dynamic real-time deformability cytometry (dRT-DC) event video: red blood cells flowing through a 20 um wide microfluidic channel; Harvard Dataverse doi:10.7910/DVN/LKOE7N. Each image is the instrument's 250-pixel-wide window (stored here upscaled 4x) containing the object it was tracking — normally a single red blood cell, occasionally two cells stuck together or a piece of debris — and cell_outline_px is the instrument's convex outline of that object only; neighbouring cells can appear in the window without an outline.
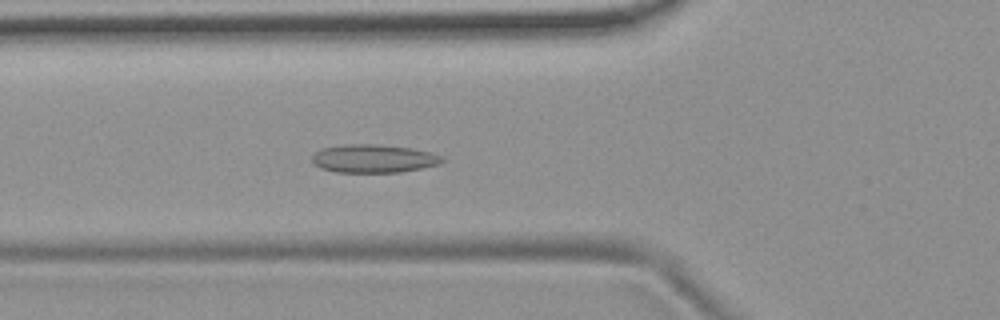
{"species": "common noctule bat (a hibernating species)", "species_latin": "Nyctalus noctula", "temperature_condition": "room temperature", "stored_images_in_passage": 55, "camera_frame_rate_fps": 3000, "um_per_image_px": 0.085, "animal": {"sex": "female", "body_mass_g": 19.9}, "frame": {"image": 1, "passage_image": 20, "time_ms": 6.333, "image_size_px": [1000, 320], "cell_outline_px": [[444, 160], [440, 164], [400, 172], [336, 172], [320, 168], [312, 164], [312, 156], [316, 152], [324, 148], [348, 144], [376, 144], [412, 148], [432, 152], [444, 156]], "centroid_in_image_um": [31.78, 13.48], "position_along_channel_um": 94.0, "area_um2": 21.44}}
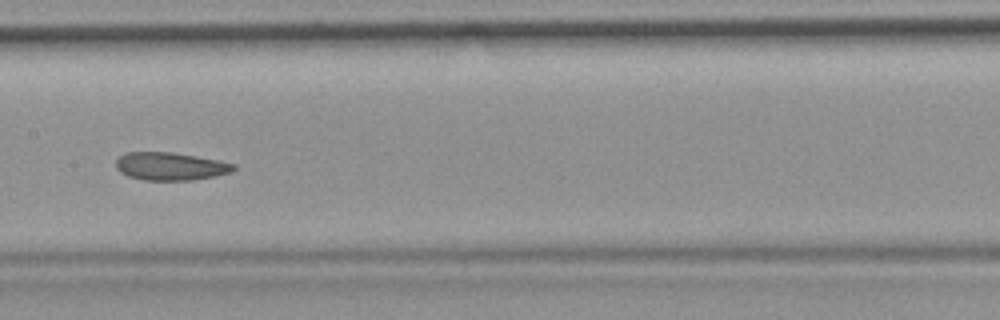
{"frame": {"image": 2, "passage_image": 28, "time_ms": 9.0, "image_size_px": [1000, 320], "cell_outline_px": [[236, 168], [232, 172], [216, 176], [192, 180], [144, 180], [128, 176], [120, 172], [116, 168], [116, 160], [124, 152], [172, 152], [220, 160], [236, 164]], "centroid_in_image_um": [14.51, 14.13], "position_along_channel_um": 192.9, "area_um2": 19.31}}
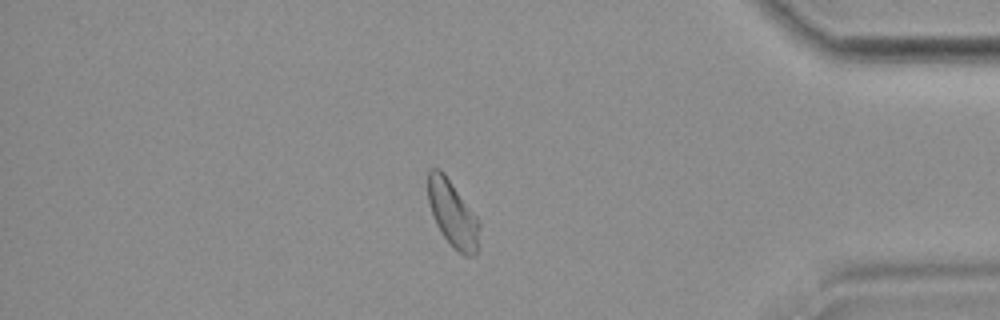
{"frame": {"image": 3, "passage_image": 47, "time_ms": 15.333, "image_size_px": [1000, 320], "cell_outline_px": [[480, 228], [476, 252], [472, 256], [464, 256], [452, 248], [440, 232], [436, 224], [428, 200], [428, 172], [432, 168], [440, 168], [444, 172], [480, 220]], "centroid_in_image_um": [38.49, 18.18], "position_along_channel_um": 396.7, "area_um2": 20.06}, "authors_computed_cell_mechanics": {"area_um2": 20.519, "velocity_mm_per_s": 3.7087, "shape_relaxation_time_tau1_ms": 8.7584, "shape_relaxation_time_tau2_ms": 2.9084, "deformation_change_tau1": 0.1434, "deformation_change_tau2": 0.076}}